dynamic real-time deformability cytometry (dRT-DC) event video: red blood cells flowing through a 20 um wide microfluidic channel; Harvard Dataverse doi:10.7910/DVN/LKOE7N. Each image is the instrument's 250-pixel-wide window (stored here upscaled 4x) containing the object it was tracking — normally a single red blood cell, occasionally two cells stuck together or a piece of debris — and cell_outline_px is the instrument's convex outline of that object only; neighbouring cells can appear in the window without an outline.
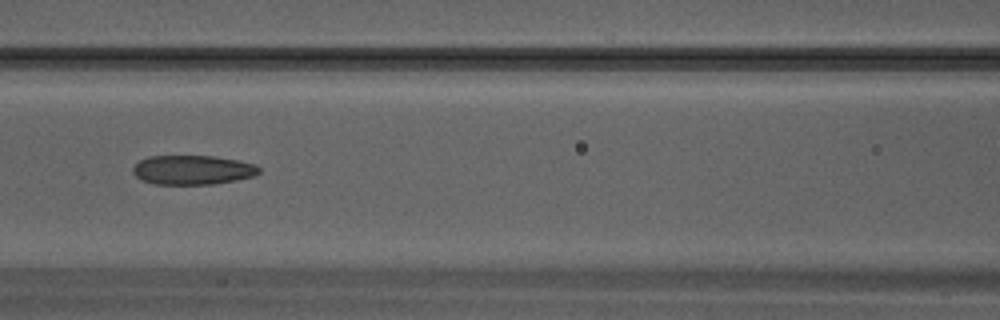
{"species": "Egyptian fruit bat (a non-hibernating species)", "species_latin": "Rousettus aegyptiacus", "temperature_condition": "warm", "stored_images_in_passage": 22, "camera_frame_rate_fps": 3000, "um_per_image_px": 0.085, "animal": {"sex": "male"}, "frame": {"image": 1, "passage_image": 7, "time_ms": 2.0, "image_size_px": [1000, 320], "cell_outline_px": [[260, 172], [252, 176], [236, 180], [212, 184], [156, 184], [144, 180], [136, 176], [132, 172], [132, 168], [140, 160], [148, 156], [212, 156], [236, 160], [256, 164], [260, 168]], "centroid_in_image_um": [16.37, 14.44], "position_along_channel_um": 150.2, "area_um2": 21.39}}
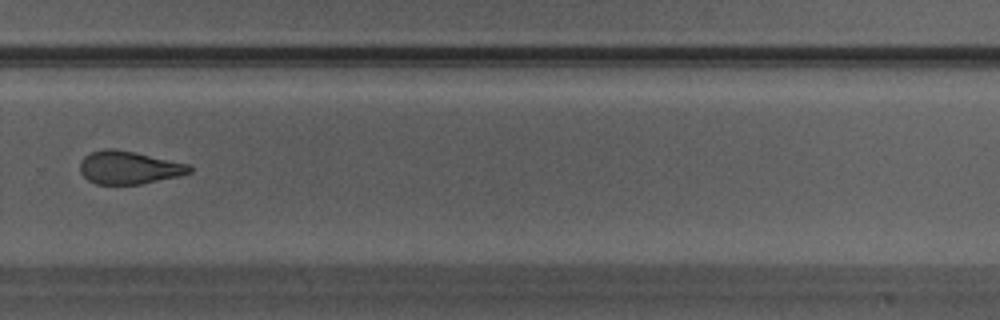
{"frame": {"image": 2, "passage_image": 15, "time_ms": 4.667, "image_size_px": [1000, 320], "cell_outline_px": [[192, 172], [176, 176], [140, 184], [96, 184], [88, 180], [80, 172], [80, 160], [84, 156], [92, 152], [104, 148], [112, 148], [136, 152], [188, 164], [192, 168]], "centroid_in_image_um": [10.91, 14.23], "position_along_channel_um": 318.9, "area_um2": 20.92}}